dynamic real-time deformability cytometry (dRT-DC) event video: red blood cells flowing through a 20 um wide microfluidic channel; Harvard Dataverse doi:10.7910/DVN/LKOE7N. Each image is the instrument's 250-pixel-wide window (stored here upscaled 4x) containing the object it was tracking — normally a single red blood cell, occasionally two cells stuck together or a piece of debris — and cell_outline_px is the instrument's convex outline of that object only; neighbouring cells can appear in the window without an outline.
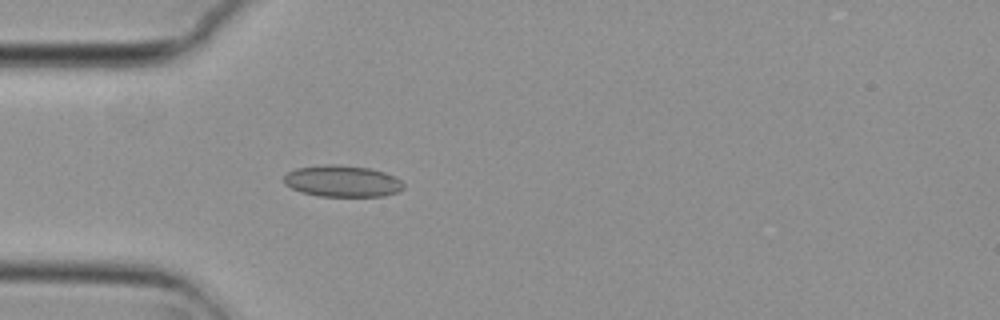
{"species": "common noctule bat (a hibernating species)", "species_latin": "Nyctalus noctula", "temperature_condition": "cold", "stored_images_in_passage": 3, "camera_frame_rate_fps": 3000, "um_per_image_px": 0.085, "animal": {"sex": "female", "body_mass_g": 29.2, "forearm_length_mm": 56.3}, "frame": {"image": 1, "passage_image": 3, "time_ms": 0.667, "image_size_px": [1000, 320], "cell_outline_px": [[404, 188], [400, 192], [384, 196], [320, 196], [300, 192], [284, 184], [284, 176], [288, 172], [296, 168], [324, 164], [336, 164], [368, 168], [384, 172], [400, 180], [404, 184]], "centroid_in_image_um": [29.09, 15.4], "position_along_channel_um": 55.9, "area_um2": 22.02}}